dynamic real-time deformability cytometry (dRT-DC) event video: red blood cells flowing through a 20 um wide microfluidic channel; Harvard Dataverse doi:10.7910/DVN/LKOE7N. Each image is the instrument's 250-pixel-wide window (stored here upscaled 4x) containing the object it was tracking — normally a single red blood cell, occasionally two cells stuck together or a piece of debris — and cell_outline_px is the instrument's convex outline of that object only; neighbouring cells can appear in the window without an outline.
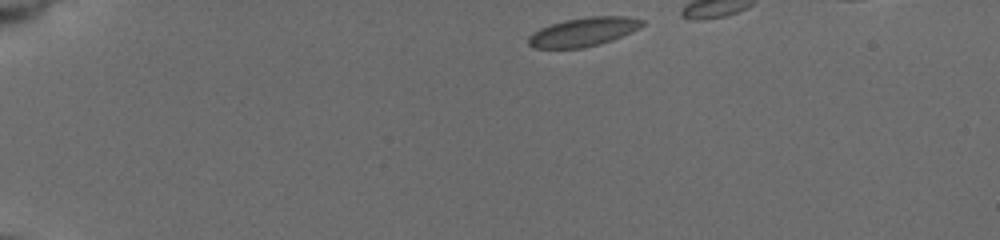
{"species": "common noctule bat (a hibernating species)", "species_latin": "Nyctalus noctula", "temperature_condition": "cold", "stored_images_in_passage": 8, "camera_frame_rate_fps": 3000, "um_per_image_px": 0.085, "animal": {"sex": "female", "body_mass_g": 19.5, "forearm_length_mm": 54.1}, "frame": {"image": 1, "passage_image": 1, "time_ms": 0.0, "image_size_px": [1000, 240], "cell_outline_px": [[644, 24], [612, 40], [580, 48], [536, 48], [528, 44], [528, 36], [540, 28], [564, 20], [588, 16], [628, 16], [644, 20]], "centroid_in_image_um": [49.55, 2.69], "position_along_channel_um": 35.5, "area_um2": 18.73}}